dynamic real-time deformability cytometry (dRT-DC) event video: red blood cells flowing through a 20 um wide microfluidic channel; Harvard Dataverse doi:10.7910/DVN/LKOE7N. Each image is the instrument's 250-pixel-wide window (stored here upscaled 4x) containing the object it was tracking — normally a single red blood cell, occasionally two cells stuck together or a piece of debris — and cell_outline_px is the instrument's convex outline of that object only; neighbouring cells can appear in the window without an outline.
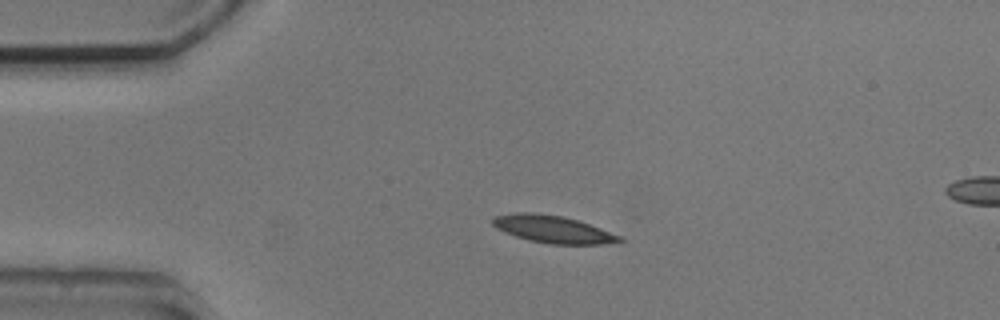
{"species": "common noctule bat (a hibernating species)", "species_latin": "Nyctalus noctula", "temperature_condition": "cold", "stored_images_in_passage": 6, "camera_frame_rate_fps": 3000, "um_per_image_px": 0.085, "animal": {"sex": "male", "body_mass_g": 20.5, "forearm_length_mm": 52.5}, "frame": {"image": 1, "passage_image": 1, "time_ms": 0.0, "image_size_px": [1000, 320], "cell_outline_px": [[624, 240], [620, 244], [552, 244], [528, 240], [504, 232], [496, 228], [492, 224], [492, 220], [496, 216], [516, 212], [532, 212], [564, 216], [624, 236]], "centroid_in_image_um": [47.07, 19.5], "position_along_channel_um": 37.9, "area_um2": 20.4}}